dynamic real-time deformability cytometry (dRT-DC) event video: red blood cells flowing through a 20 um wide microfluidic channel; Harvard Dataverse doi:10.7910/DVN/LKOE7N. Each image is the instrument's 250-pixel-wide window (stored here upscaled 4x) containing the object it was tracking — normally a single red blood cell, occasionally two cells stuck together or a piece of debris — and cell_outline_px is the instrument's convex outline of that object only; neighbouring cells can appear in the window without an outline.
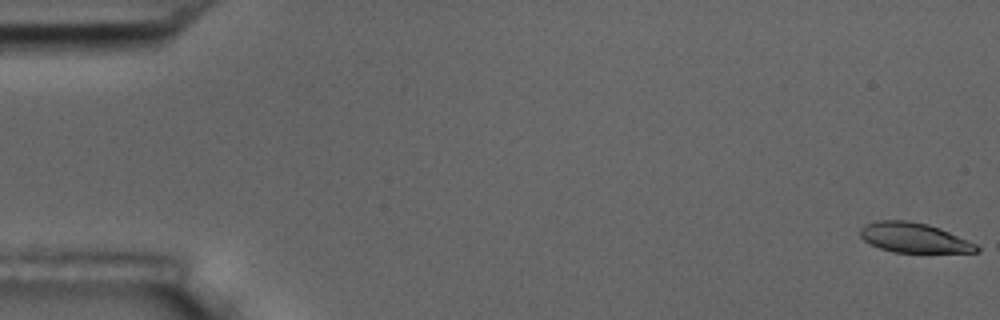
{"species": "common noctule bat (a hibernating species)", "species_latin": "Nyctalus noctula", "temperature_condition": "room temperature", "stored_images_in_passage": 56, "camera_frame_rate_fps": 3000, "um_per_image_px": 0.085, "animal": {"sex": "male", "body_mass_g": 17.5, "forearm_length_mm": 52.3}, "frame": {"image": 1, "passage_image": 1, "time_ms": 0.0, "image_size_px": [1000, 320], "cell_outline_px": [[980, 248], [976, 252], [892, 252], [880, 248], [864, 240], [860, 236], [860, 228], [864, 224], [876, 220], [908, 220], [928, 224], [940, 228], [968, 240], [976, 244]], "centroid_in_image_um": [77.66, 20.19], "position_along_channel_um": 7.3, "area_um2": 20.17}}
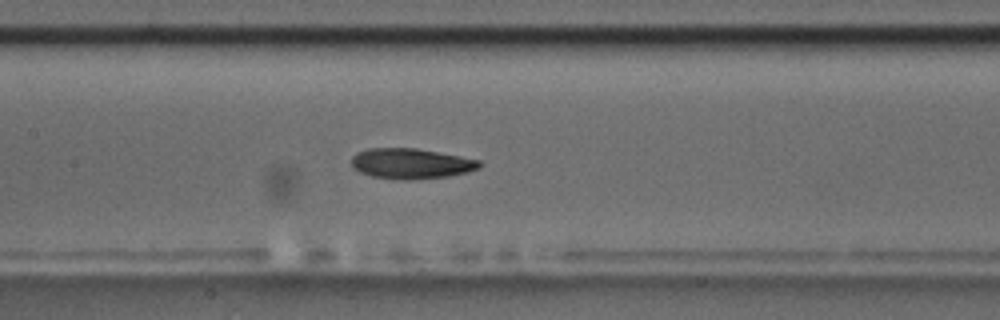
{"frame": {"image": 2, "passage_image": 27, "time_ms": 8.667, "image_size_px": [1000, 320], "cell_outline_px": [[484, 164], [480, 168], [468, 172], [448, 176], [412, 180], [396, 180], [372, 176], [360, 172], [352, 168], [352, 156], [356, 152], [368, 148], [416, 148], [460, 156], [480, 160]], "centroid_in_image_um": [34.94, 13.91], "position_along_channel_um": 172.5, "area_um2": 22.95}}
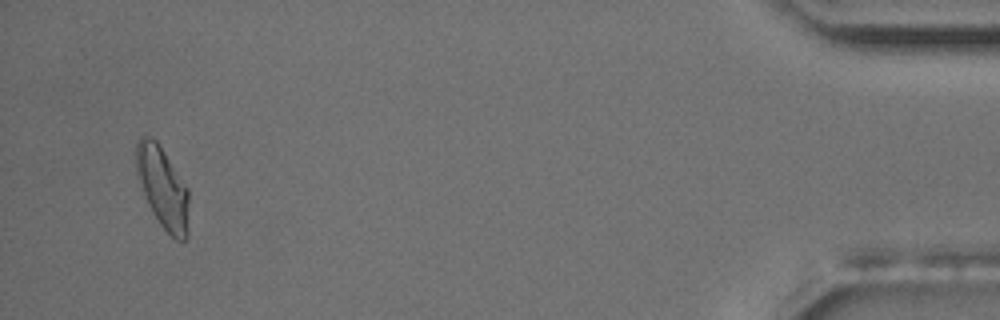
{"frame": {"image": 3, "passage_image": 54, "time_ms": 17.667, "image_size_px": [1000, 320], "cell_outline_px": [[188, 236], [184, 240], [176, 240], [160, 224], [152, 212], [136, 180], [136, 140], [144, 132], [156, 140], [188, 188]], "centroid_in_image_um": [13.79, 15.91], "position_along_channel_um": 421.4, "area_um2": 25.26}, "authors_computed_cell_mechanics": {"area_um2": 22.4842, "velocity_mm_per_s": 3.6349, "shape_relaxation_time_tau1_ms": 6.4672, "shape_relaxation_time_tau2_ms": 3.3803, "deformation_change_tau1": 0.1748, "deformation_change_tau2": 0.0981}}